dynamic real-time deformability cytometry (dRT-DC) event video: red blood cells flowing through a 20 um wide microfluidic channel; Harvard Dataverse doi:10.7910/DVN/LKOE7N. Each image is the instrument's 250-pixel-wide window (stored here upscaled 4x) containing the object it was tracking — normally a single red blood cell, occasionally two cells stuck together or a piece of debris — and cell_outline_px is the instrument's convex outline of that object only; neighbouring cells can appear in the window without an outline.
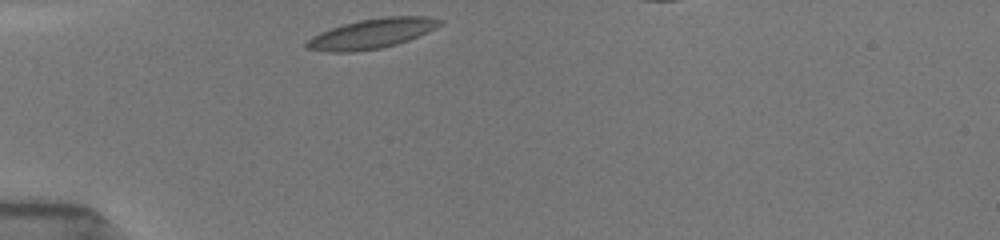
{"species": "common noctule bat (a hibernating species)", "species_latin": "Nyctalus noctula", "temperature_condition": "room temperature", "stored_images_in_passage": 27, "camera_frame_rate_fps": 3000, "um_per_image_px": 0.085, "animal": {"sex": "female", "body_mass_g": 19.5, "forearm_length_mm": 54.1}, "frame": {"image": 1, "passage_image": 1, "time_ms": 0.0, "image_size_px": [1000, 240], "cell_outline_px": [[444, 24], [428, 32], [408, 40], [396, 44], [380, 48], [356, 52], [328, 52], [308, 48], [304, 44], [312, 36], [320, 32], [344, 24], [360, 20], [384, 16], [428, 16], [444, 20]], "centroid_in_image_um": [31.66, 2.85], "position_along_channel_um": 53.3, "area_um2": 23.18}}
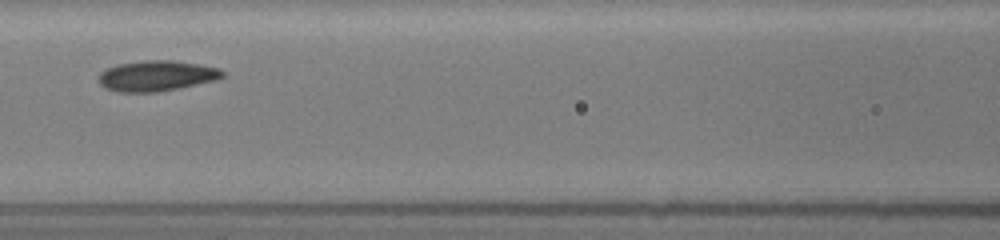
{"frame": {"image": 2, "passage_image": 6, "time_ms": 3.0, "image_size_px": [1000, 240], "cell_outline_px": [[228, 72], [224, 76], [216, 80], [180, 88], [160, 92], [116, 92], [104, 88], [100, 84], [100, 72], [116, 64], [140, 60], [172, 60], [200, 64], [220, 68]], "centroid_in_image_um": [13.35, 6.44], "position_along_channel_um": 153.3, "area_um2": 22.43}}
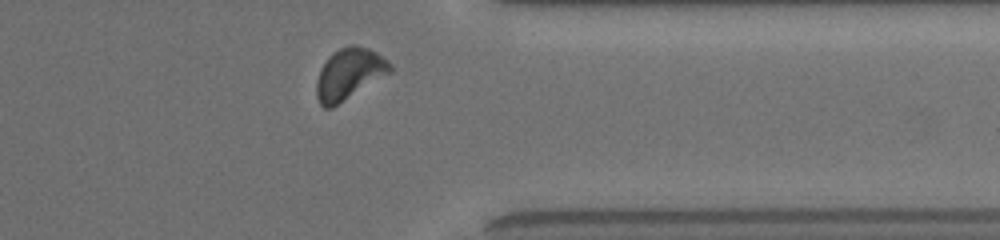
{"frame": {"image": 3, "passage_image": 24, "time_ms": 9.0, "image_size_px": [1000, 240], "cell_outline_px": [[392, 72], [332, 108], [324, 108], [320, 104], [316, 96], [316, 84], [320, 68], [328, 56], [332, 52], [348, 44], [356, 44], [368, 48], [376, 52], [388, 60], [392, 64]], "centroid_in_image_um": [29.68, 6.27], "position_along_channel_um": 381.7, "area_um2": 22.25}, "authors_computed_cell_mechanics": {"area_um2": 21.5016, "velocity_mm_per_s": 3.8727, "shape_relaxation_time_tau1_ms": 2.6697, "shape_relaxation_time_tau2_ms": 1.5696, "deformation_change_tau1": 0.0946, "deformation_change_tau2": 0.0489}}